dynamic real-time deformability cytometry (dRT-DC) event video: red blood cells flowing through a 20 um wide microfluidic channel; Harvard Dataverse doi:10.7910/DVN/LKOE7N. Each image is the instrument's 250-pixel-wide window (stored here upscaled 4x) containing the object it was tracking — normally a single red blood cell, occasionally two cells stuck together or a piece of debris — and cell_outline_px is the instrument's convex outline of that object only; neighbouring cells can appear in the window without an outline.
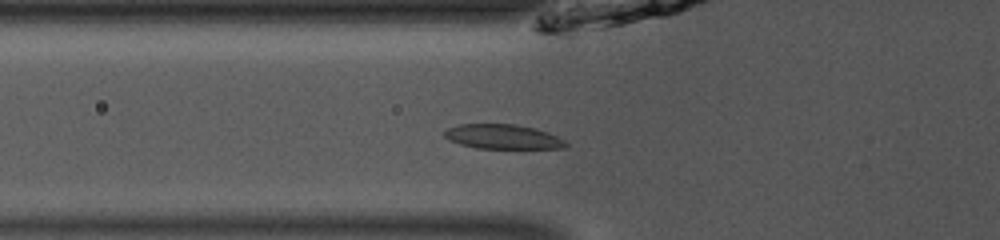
{"species": "common noctule bat (a hibernating species)", "species_latin": "Nyctalus noctula", "temperature_condition": "room temperature", "stored_images_in_passage": 36, "camera_frame_rate_fps": 3000, "um_per_image_px": 0.085, "animal": {"sex": "male", "body_mass_g": 13.0, "forearm_length_mm": 53.1}, "frame": {"image": 1, "passage_image": 4, "time_ms": 1.0, "image_size_px": [1000, 240], "cell_outline_px": [[568, 144], [564, 148], [476, 148], [460, 144], [444, 136], [444, 132], [448, 128], [460, 124], [516, 124], [536, 128], [548, 132], [564, 140]], "centroid_in_image_um": [42.76, 11.61], "position_along_channel_um": 83.0, "area_um2": 17.22}}
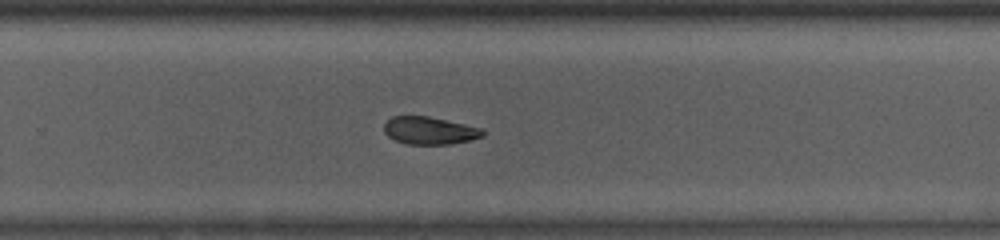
{"frame": {"image": 2, "passage_image": 20, "time_ms": 6.333, "image_size_px": [1000, 240], "cell_outline_px": [[484, 136], [472, 140], [448, 144], [408, 144], [396, 140], [388, 136], [384, 132], [384, 124], [392, 116], [428, 116], [464, 124], [480, 128], [484, 132]], "centroid_in_image_um": [36.51, 11.1], "position_along_channel_um": 293.3, "area_um2": 15.72}}
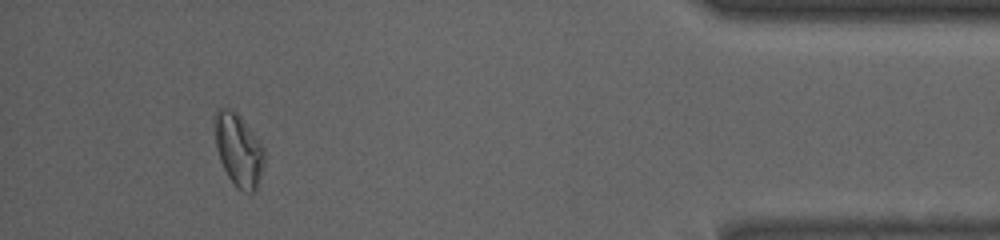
{"frame": {"image": 3, "passage_image": 33, "time_ms": 10.667, "image_size_px": [1000, 240], "cell_outline_px": [[264, 164], [256, 188], [252, 192], [244, 192], [236, 188], [228, 176], [220, 160], [216, 144], [216, 112], [220, 108], [228, 108], [236, 112], [240, 116], [264, 148]], "centroid_in_image_um": [20.29, 12.78], "position_along_channel_um": 414.9, "area_um2": 20.4}, "authors_computed_cell_mechanics": {"area_um2": 17.2822, "velocity_mm_per_s": 3.9313, "shape_relaxation_time_tau1_ms": 2.9633, "shape_relaxation_time_tau2_ms": 7.9897, "deformation_change_tau1": 0.1057, "deformation_change_tau2": 0.1172}}